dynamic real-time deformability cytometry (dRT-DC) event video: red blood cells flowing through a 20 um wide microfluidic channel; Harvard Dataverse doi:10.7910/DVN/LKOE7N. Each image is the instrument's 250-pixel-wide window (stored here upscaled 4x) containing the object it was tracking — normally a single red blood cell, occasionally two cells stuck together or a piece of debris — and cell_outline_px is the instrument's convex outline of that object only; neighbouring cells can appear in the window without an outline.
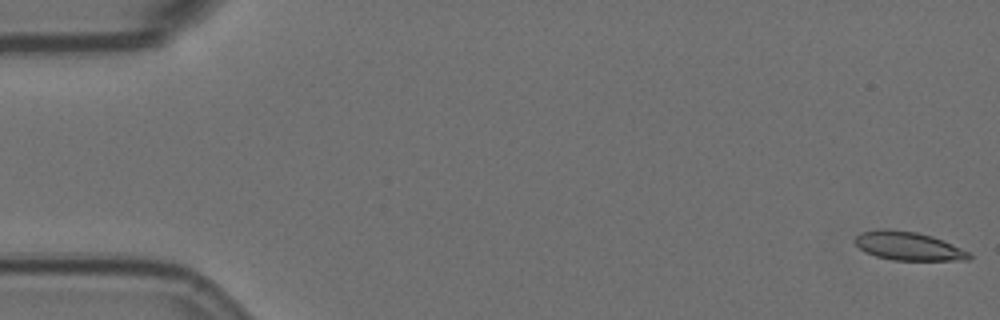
{"species": "Egyptian fruit bat (a non-hibernating species)", "species_latin": "Rousettus aegyptiacus", "temperature_condition": "room temperature", "stored_images_in_passage": 58, "camera_frame_rate_fps": 3000, "um_per_image_px": 0.085, "animal": {"sex": "female"}, "frame": {"image": 1, "passage_image": 1, "time_ms": 0.0, "image_size_px": [1000, 320], "cell_outline_px": [[972, 256], [968, 260], [892, 260], [876, 256], [864, 252], [856, 244], [856, 236], [860, 232], [916, 232], [932, 236], [944, 240], [968, 252]], "centroid_in_image_um": [77.27, 20.97], "position_along_channel_um": 7.7, "area_um2": 18.09}}
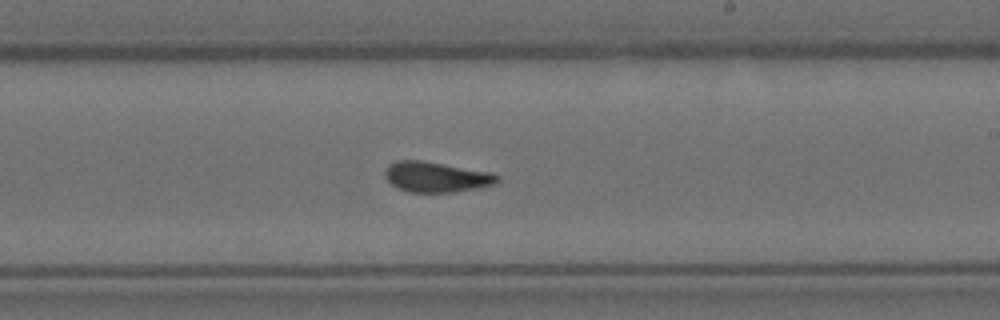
{"frame": {"image": 2, "passage_image": 34, "time_ms": 11.0, "image_size_px": [1000, 320], "cell_outline_px": [[500, 180], [496, 184], [476, 188], [452, 192], [408, 192], [396, 188], [384, 176], [384, 172], [388, 164], [396, 160], [424, 160], [492, 172], [500, 176]], "centroid_in_image_um": [37.08, 15.03], "position_along_channel_um": 251.9, "area_um2": 20.17}}
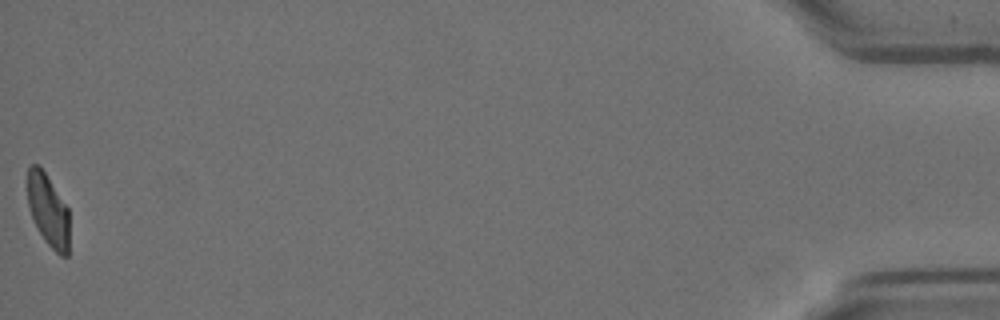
{"frame": {"image": 3, "passage_image": 58, "time_ms": 19.0, "image_size_px": [1000, 320], "cell_outline_px": [[68, 256], [60, 256], [44, 240], [32, 216], [28, 204], [28, 168], [32, 164], [36, 164], [44, 172], [68, 208]], "centroid_in_image_um": [4.1, 17.89], "position_along_channel_um": 431.1, "area_um2": 17.11}, "authors_computed_cell_mechanics": {"area_um2": 19.6231, "velocity_mm_per_s": 3.4964, "shape_relaxation_time_tau1_ms": null, "shape_relaxation_time_tau2_ms": 1.8361, "deformation_change_tau1": null, "deformation_change_tau2": 0.0731}}